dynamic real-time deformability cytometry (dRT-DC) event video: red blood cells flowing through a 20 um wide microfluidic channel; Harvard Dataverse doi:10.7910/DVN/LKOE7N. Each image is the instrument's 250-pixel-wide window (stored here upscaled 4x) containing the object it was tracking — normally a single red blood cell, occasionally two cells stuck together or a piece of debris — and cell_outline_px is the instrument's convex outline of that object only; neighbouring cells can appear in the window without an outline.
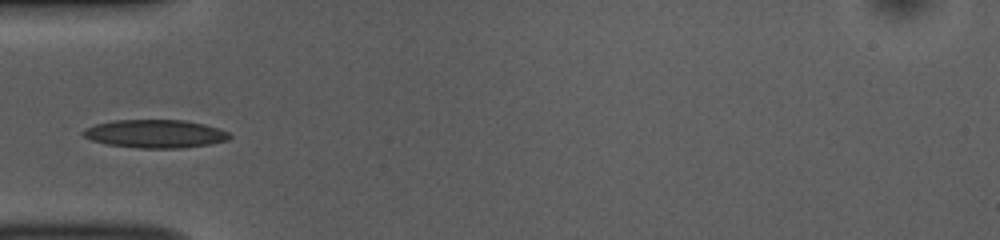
{"species": "common noctule bat (a hibernating species)", "species_latin": "Nyctalus noctula", "temperature_condition": "room temperature", "stored_images_in_passage": 36, "camera_frame_rate_fps": 3000, "um_per_image_px": 0.085, "animal": {"sex": "female", "body_mass_g": 10.0, "forearm_length_mm": 53.1}, "frame": {"image": 1, "passage_image": 1, "time_ms": 0.0, "image_size_px": [1000, 240], "cell_outline_px": [[232, 136], [228, 140], [208, 144], [180, 148], [140, 148], [108, 144], [92, 140], [84, 136], [80, 132], [84, 128], [96, 124], [112, 120], [184, 120], [204, 124], [228, 132]], "centroid_in_image_um": [13.17, 11.36], "position_along_channel_um": 71.8, "area_um2": 23.93}}
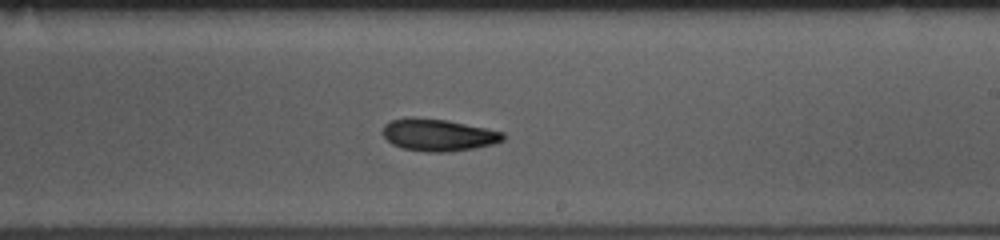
{"frame": {"image": 2, "passage_image": 15, "time_ms": 4.667, "image_size_px": [1000, 240], "cell_outline_px": [[504, 140], [492, 144], [476, 148], [448, 152], [428, 152], [404, 148], [392, 144], [384, 136], [384, 124], [392, 120], [412, 116], [448, 120], [504, 132]], "centroid_in_image_um": [37.27, 11.46], "position_along_channel_um": 251.7, "area_um2": 22.48}}
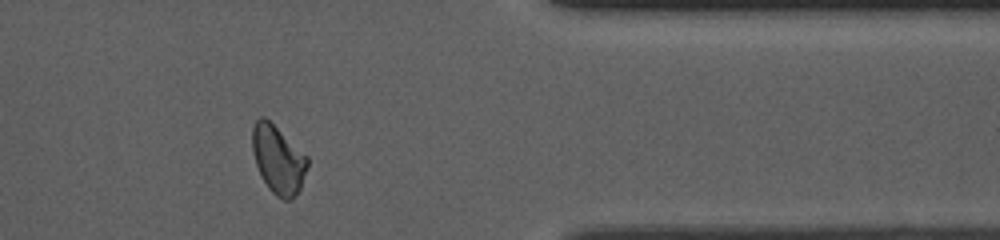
{"frame": {"image": 3, "passage_image": 27, "time_ms": 8.667, "image_size_px": [1000, 240], "cell_outline_px": [[308, 164], [300, 188], [292, 200], [284, 200], [276, 196], [268, 188], [256, 164], [252, 152], [252, 128], [256, 120], [260, 116], [264, 116], [308, 156]], "centroid_in_image_um": [23.63, 13.56], "position_along_channel_um": 387.8, "area_um2": 21.73}}